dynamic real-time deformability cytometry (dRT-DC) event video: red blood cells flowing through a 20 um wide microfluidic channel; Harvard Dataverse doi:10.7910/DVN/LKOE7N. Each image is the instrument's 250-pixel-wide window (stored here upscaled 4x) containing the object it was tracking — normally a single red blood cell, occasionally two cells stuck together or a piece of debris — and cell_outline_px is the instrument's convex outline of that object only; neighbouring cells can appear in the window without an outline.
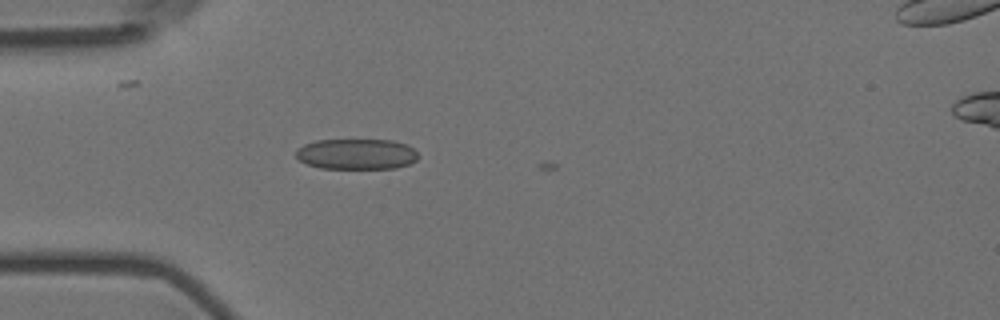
{"species": "Egyptian fruit bat (a non-hibernating species)", "species_latin": "Rousettus aegyptiacus", "temperature_condition": "room temperature", "stored_images_in_passage": 5, "camera_frame_rate_fps": 3000, "um_per_image_px": 0.085, "animal": {"sex": "female"}, "frame": {"image": 1, "passage_image": 4, "time_ms": 1.0, "image_size_px": [1000, 320], "cell_outline_px": [[420, 156], [416, 160], [408, 164], [396, 168], [320, 168], [308, 164], [300, 160], [296, 156], [296, 148], [304, 144], [316, 140], [392, 140], [404, 144], [412, 148]], "centroid_in_image_um": [30.29, 13.09], "position_along_channel_um": 54.7, "area_um2": 21.73}}